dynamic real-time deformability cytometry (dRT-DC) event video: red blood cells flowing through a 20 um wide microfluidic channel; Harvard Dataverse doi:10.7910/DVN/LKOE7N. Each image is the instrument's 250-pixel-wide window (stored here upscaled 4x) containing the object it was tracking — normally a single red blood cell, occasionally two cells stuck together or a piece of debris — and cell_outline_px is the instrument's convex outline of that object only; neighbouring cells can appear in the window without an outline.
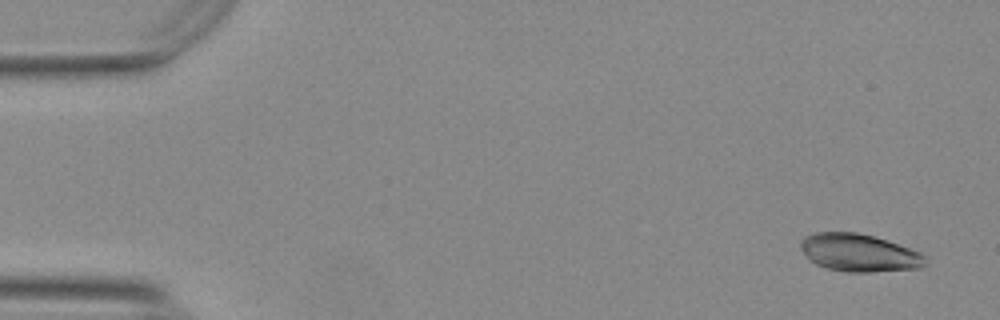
{"species": "Egyptian fruit bat (a non-hibernating species)", "species_latin": "Rousettus aegyptiacus", "temperature_condition": "warm", "stored_images_in_passage": 54, "camera_frame_rate_fps": 3000, "um_per_image_px": 0.085, "animal": {"sex": "female"}, "frame": {"image": 1, "passage_image": 3, "time_ms": 0.667, "image_size_px": [1000, 320], "cell_outline_px": [[924, 264], [920, 268], [868, 272], [848, 272], [828, 268], [816, 264], [804, 252], [800, 244], [800, 240], [804, 236], [816, 232], [856, 232], [888, 240], [920, 252], [924, 256]], "centroid_in_image_um": [73.01, 21.47], "position_along_channel_um": 12.0, "area_um2": 27.05}}
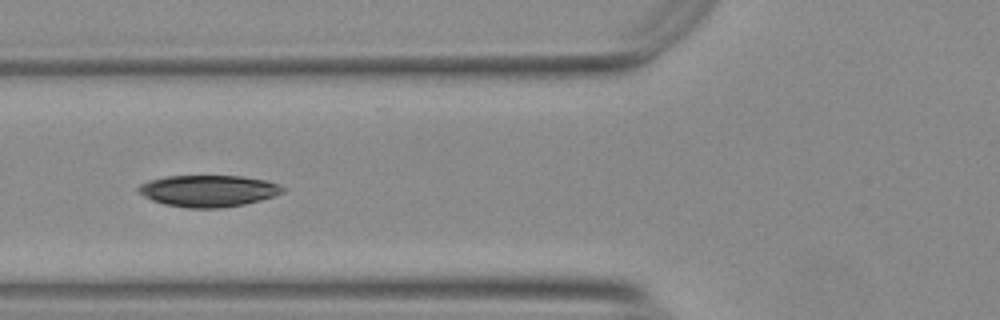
{"frame": {"image": 2, "passage_image": 21, "time_ms": 6.667, "image_size_px": [1000, 320], "cell_outline_px": [[288, 188], [284, 192], [260, 200], [244, 204], [220, 208], [188, 208], [164, 204], [152, 200], [144, 196], [136, 188], [140, 184], [148, 180], [164, 176], [240, 176], [264, 180]], "centroid_in_image_um": [17.68, 16.22], "position_along_channel_um": 108.1, "area_um2": 26.53}}
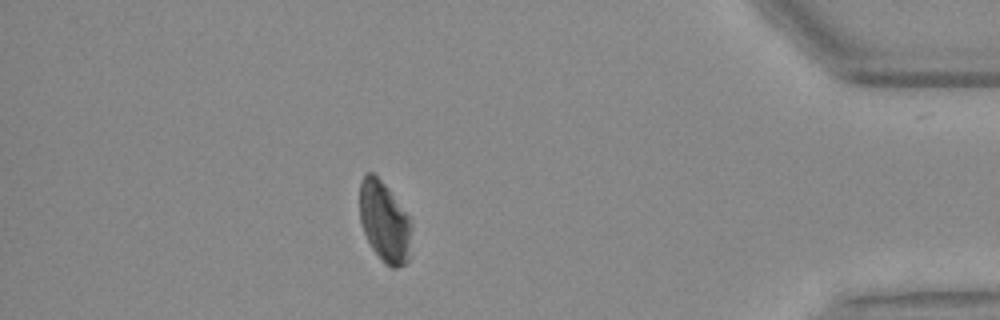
{"frame": {"image": 3, "passage_image": 48, "time_ms": 15.667, "image_size_px": [1000, 320], "cell_outline_px": [[412, 256], [404, 264], [396, 268], [392, 268], [384, 264], [380, 260], [372, 248], [364, 232], [360, 220], [360, 180], [368, 172], [372, 172], [388, 188], [408, 216]], "centroid_in_image_um": [32.67, 18.9], "position_along_channel_um": 402.5, "area_um2": 24.22}, "authors_computed_cell_mechanics": {"area_um2": 27.0793, "velocity_mm_per_s": 3.7463, "shape_relaxation_time_tau1_ms": 1.167, "shape_relaxation_time_tau2_ms": null, "deformation_change_tau1": 0.074, "deformation_change_tau2": null}}